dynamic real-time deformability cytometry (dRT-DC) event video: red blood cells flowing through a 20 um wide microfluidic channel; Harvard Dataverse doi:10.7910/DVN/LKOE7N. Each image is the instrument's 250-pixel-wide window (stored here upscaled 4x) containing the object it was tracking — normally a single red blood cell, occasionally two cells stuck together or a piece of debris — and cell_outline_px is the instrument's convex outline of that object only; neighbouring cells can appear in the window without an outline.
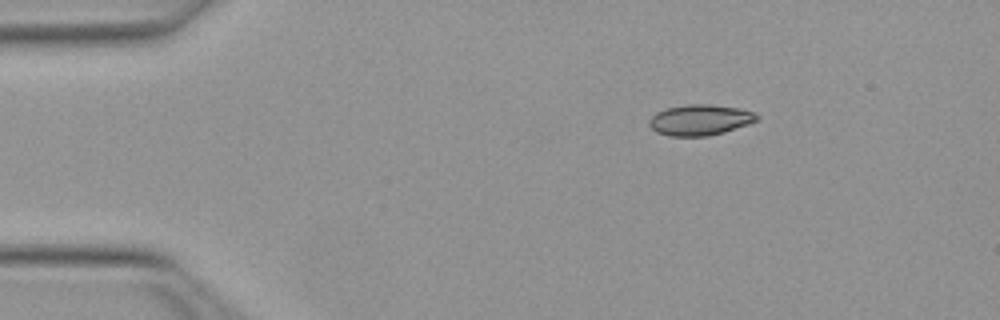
{"species": "Egyptian fruit bat (a non-hibernating species)", "species_latin": "Rousettus aegyptiacus", "temperature_condition": "warm", "stored_images_in_passage": 44, "camera_frame_rate_fps": 3000, "um_per_image_px": 0.085, "animal": {"sex": "female"}, "frame": {"image": 1, "passage_image": 1, "time_ms": 0.0, "image_size_px": [1000, 320], "cell_outline_px": [[760, 120], [724, 132], [708, 136], [668, 136], [656, 132], [648, 124], [648, 120], [656, 112], [664, 108], [688, 104], [708, 104], [736, 108], [756, 112], [760, 116]], "centroid_in_image_um": [59.5, 10.19], "position_along_channel_um": 25.5, "area_um2": 19.48}}
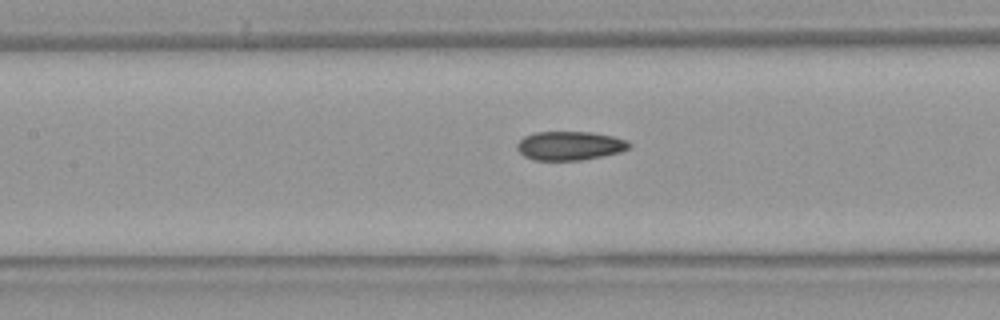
{"frame": {"image": 2, "passage_image": 16, "time_ms": 5.0, "image_size_px": [1000, 320], "cell_outline_px": [[632, 148], [620, 152], [580, 160], [532, 160], [524, 156], [516, 148], [516, 144], [524, 136], [536, 132], [592, 132], [612, 136], [628, 140], [632, 144]], "centroid_in_image_um": [48.44, 12.38], "position_along_channel_um": 159.0, "area_um2": 18.96}}
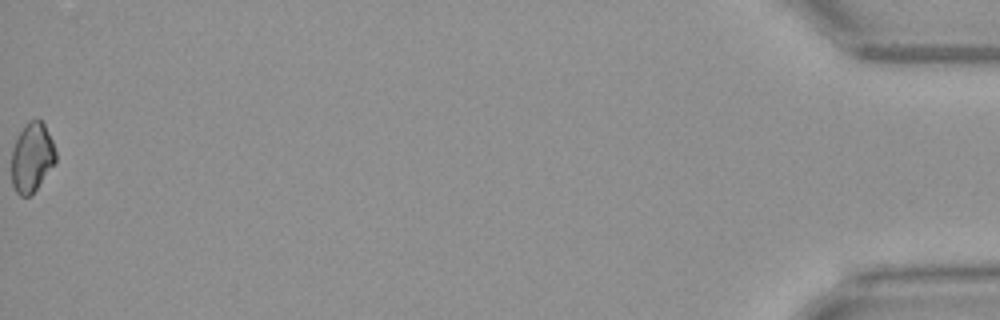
{"frame": {"image": 3, "passage_image": 44, "time_ms": 14.333, "image_size_px": [1000, 320], "cell_outline_px": [[56, 164], [36, 188], [28, 196], [20, 196], [16, 192], [12, 184], [12, 148], [20, 132], [28, 120], [40, 120], [44, 124], [52, 140], [56, 152]], "centroid_in_image_um": [2.72, 13.38], "position_along_channel_um": 432.5, "area_um2": 17.74}, "authors_computed_cell_mechanics": {"area_um2": 18.8428, "velocity_mm_per_s": 4.0346, "shape_relaxation_time_tau1_ms": null, "shape_relaxation_time_tau2_ms": 5.5718, "deformation_change_tau1": null, "deformation_change_tau2": 0.0924}}